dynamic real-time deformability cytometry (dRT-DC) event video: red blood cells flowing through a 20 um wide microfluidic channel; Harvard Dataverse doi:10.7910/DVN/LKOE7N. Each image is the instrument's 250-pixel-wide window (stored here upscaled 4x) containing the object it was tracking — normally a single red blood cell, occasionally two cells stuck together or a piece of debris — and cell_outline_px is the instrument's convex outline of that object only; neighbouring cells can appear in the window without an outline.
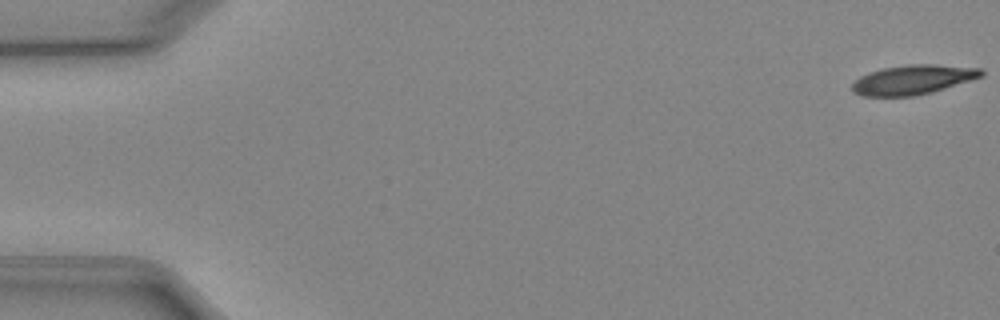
{"species": "Egyptian fruit bat (a non-hibernating species)", "species_latin": "Rousettus aegyptiacus", "temperature_condition": "cold", "stored_images_in_passage": 52, "camera_frame_rate_fps": 3000, "um_per_image_px": 0.085, "animal": {"sex": "female"}, "frame": {"image": 1, "passage_image": 1, "time_ms": 0.0, "image_size_px": [1000, 320], "cell_outline_px": [[984, 76], [944, 88], [912, 96], [864, 96], [852, 92], [852, 84], [860, 76], [868, 72], [884, 68], [908, 64], [932, 64], [980, 68], [984, 72]], "centroid_in_image_um": [77.58, 6.76], "position_along_channel_um": 7.4, "area_um2": 21.96}}
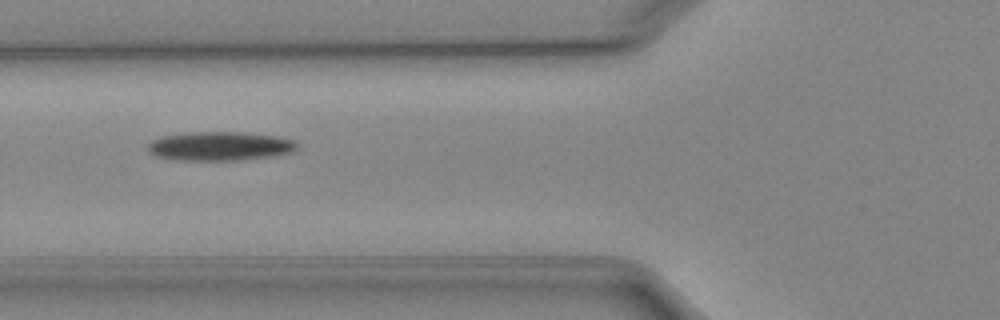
{"frame": {"image": 2, "passage_image": 20, "time_ms": 6.333, "image_size_px": [1000, 320], "cell_outline_px": [[296, 148], [292, 152], [272, 156], [236, 160], [176, 160], [156, 156], [148, 152], [148, 144], [152, 140], [160, 136], [188, 132], [240, 132], [276, 136], [296, 140]], "centroid_in_image_um": [18.65, 12.41], "position_along_channel_um": 107.1, "area_um2": 25.2}}
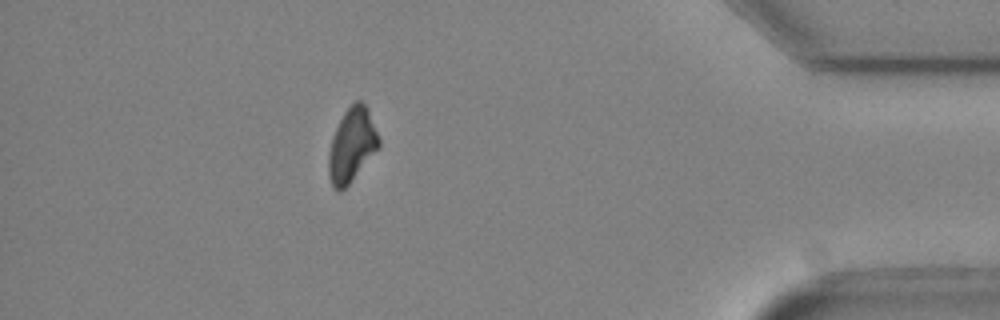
{"frame": {"image": 3, "passage_image": 46, "time_ms": 15.0, "image_size_px": [1000, 320], "cell_outline_px": [[380, 148], [348, 184], [340, 192], [336, 192], [332, 188], [328, 176], [328, 152], [332, 136], [344, 112], [356, 100], [360, 100], [368, 108], [380, 140]], "centroid_in_image_um": [29.9, 12.36], "position_along_channel_um": 405.3, "area_um2": 21.79}, "authors_computed_cell_mechanics": {"area_um2": 23.4379, "velocity_mm_per_s": 3.9529, "shape_relaxation_time_tau1_ms": 3.0833, "shape_relaxation_time_tau2_ms": null, "deformation_change_tau1": 0.1206, "deformation_change_tau2": null}}